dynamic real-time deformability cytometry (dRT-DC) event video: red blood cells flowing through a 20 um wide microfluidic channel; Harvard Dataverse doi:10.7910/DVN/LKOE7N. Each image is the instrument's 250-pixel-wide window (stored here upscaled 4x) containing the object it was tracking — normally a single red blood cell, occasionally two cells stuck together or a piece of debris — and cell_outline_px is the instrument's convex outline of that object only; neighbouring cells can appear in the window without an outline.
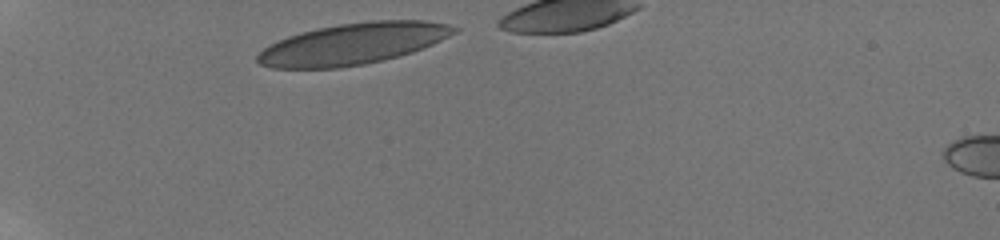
{"species": "human", "species_latin": "Homo sapiens", "temperature_condition": "room temperature", "stored_images_in_passage": 9, "camera_frame_rate_fps": 3000, "um_per_image_px": 0.085, "donor": {"sex": "male"}, "frame": {"image": 1, "passage_image": 1, "time_ms": 0.0, "image_size_px": [1000, 240], "cell_outline_px": [[460, 28], [456, 32], [432, 44], [412, 52], [400, 56], [384, 60], [364, 64], [340, 68], [272, 68], [260, 64], [256, 60], [256, 56], [268, 44], [288, 36], [300, 32], [316, 28], [340, 24], [372, 20], [424, 20], [448, 24]], "centroid_in_image_um": [29.98, 3.72], "position_along_channel_um": 55.0, "area_um2": 47.4}}
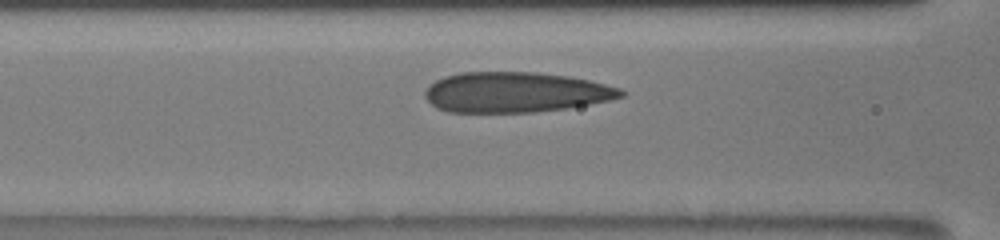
{"frame": {"image": 2, "passage_image": 9, "time_ms": 2.667, "image_size_px": [1000, 240], "cell_outline_px": [[624, 96], [608, 100], [568, 108], [536, 112], [448, 112], [436, 108], [424, 96], [424, 92], [428, 84], [444, 76], [460, 72], [536, 72], [568, 76], [588, 80], [620, 88], [624, 92]], "centroid_in_image_um": [43.77, 7.84], "position_along_channel_um": 122.8, "area_um2": 46.12}}